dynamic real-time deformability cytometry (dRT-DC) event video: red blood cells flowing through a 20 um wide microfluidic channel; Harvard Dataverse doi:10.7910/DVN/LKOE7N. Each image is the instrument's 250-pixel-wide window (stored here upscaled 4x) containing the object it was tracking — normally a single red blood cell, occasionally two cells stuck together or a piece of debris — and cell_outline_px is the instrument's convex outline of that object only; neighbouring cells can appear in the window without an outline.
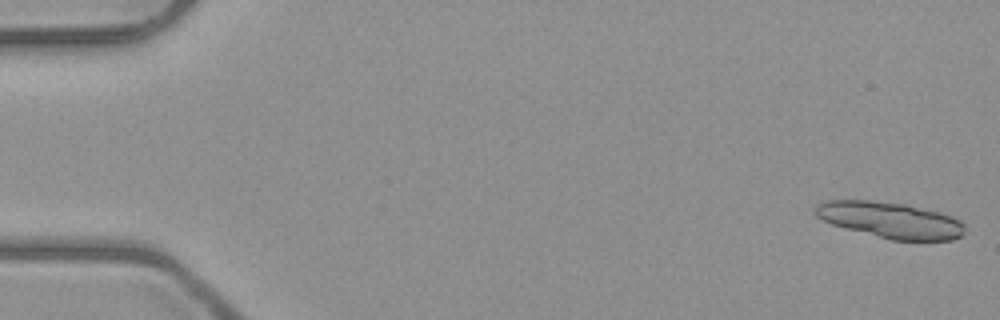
{"species": "common noctule bat (a hibernating species)", "species_latin": "Nyctalus noctula", "temperature_condition": "room temperature", "stored_images_in_passage": 6, "camera_frame_rate_fps": 3000, "um_per_image_px": 0.085, "animal": {"sex": "male", "body_mass_g": 23.1, "forearm_length_mm": 52.7}, "frame": {"image": 1, "passage_image": 1, "time_ms": 0.0, "image_size_px": [1000, 320], "cell_outline_px": [[964, 232], [960, 236], [952, 240], [892, 240], [832, 224], [816, 216], [816, 204], [824, 200], [872, 200], [904, 204], [936, 212], [960, 220], [964, 224]], "centroid_in_image_um": [75.66, 18.7], "position_along_channel_um": 9.3, "area_um2": 30.87}}
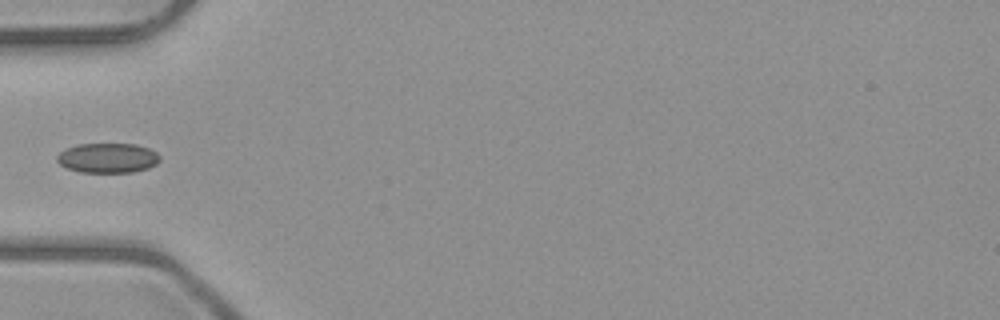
{"frame": {"image": 2, "passage_image": 5, "time_ms": 5.667, "image_size_px": [1000, 320], "cell_outline_px": [[160, 160], [156, 164], [148, 168], [132, 172], [80, 172], [68, 168], [60, 164], [56, 160], [56, 156], [60, 152], [76, 144], [136, 144], [148, 148], [156, 152], [160, 156]], "centroid_in_image_um": [9.16, 13.42], "position_along_channel_um": 75.8, "area_um2": 17.8}}
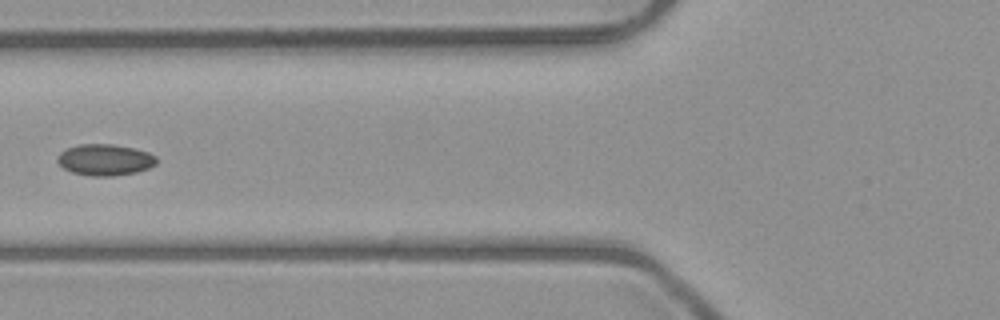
{"frame": {"image": 3, "passage_image": 6, "time_ms": 6.667, "image_size_px": [1000, 320], "cell_outline_px": [[156, 164], [148, 168], [136, 172], [112, 176], [88, 176], [72, 172], [64, 168], [56, 160], [56, 156], [60, 152], [68, 148], [80, 144], [112, 144], [132, 148], [148, 152], [156, 156]], "centroid_in_image_um": [8.9, 13.59], "position_along_channel_um": 116.9, "area_um2": 18.03}}